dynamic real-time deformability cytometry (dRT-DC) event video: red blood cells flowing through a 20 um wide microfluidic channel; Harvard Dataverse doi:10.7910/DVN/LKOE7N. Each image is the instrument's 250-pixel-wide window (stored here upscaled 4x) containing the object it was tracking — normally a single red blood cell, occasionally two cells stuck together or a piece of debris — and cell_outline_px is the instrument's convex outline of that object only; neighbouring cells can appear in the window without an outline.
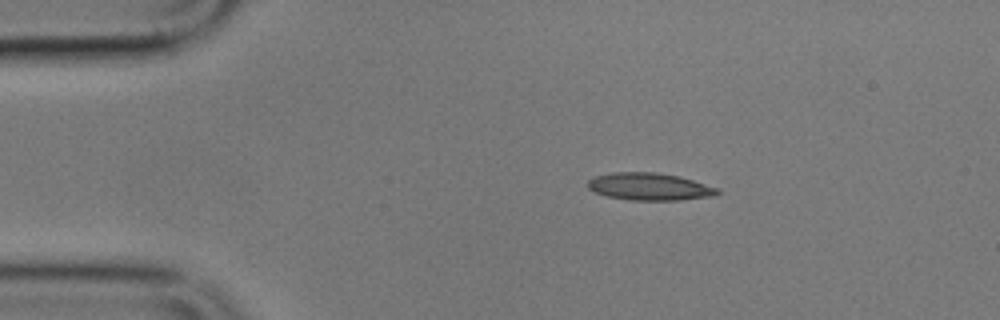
{"species": "common noctule bat (a hibernating species)", "species_latin": "Nyctalus noctula", "temperature_condition": "cold", "stored_images_in_passage": 3, "camera_frame_rate_fps": 3000, "um_per_image_px": 0.085, "animal": {"sex": "male", "body_mass_g": 17.9}, "frame": {"image": 1, "passage_image": 3, "time_ms": 2.333, "image_size_px": [1000, 320], "cell_outline_px": [[720, 192], [716, 196], [680, 200], [632, 200], [608, 196], [596, 192], [588, 188], [588, 180], [592, 176], [612, 172], [656, 172], [680, 176], [720, 188]], "centroid_in_image_um": [55.25, 15.85], "position_along_channel_um": 29.8, "area_um2": 20.87}}